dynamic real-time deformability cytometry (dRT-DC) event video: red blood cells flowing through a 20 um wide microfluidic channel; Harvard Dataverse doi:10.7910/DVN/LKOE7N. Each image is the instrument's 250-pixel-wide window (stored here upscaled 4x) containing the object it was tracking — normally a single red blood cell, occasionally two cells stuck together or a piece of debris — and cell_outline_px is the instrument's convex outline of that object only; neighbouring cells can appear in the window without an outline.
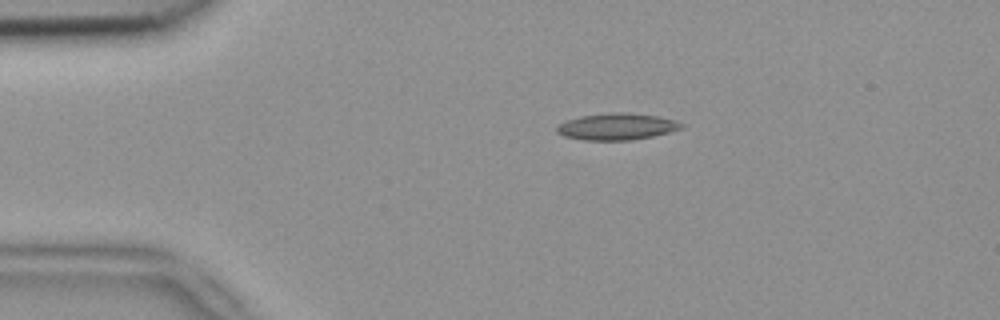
{"species": "common noctule bat (a hibernating species)", "species_latin": "Nyctalus noctula", "temperature_condition": "room temperature", "stored_images_in_passage": 3, "camera_frame_rate_fps": 3000, "um_per_image_px": 0.085, "animal": {"sex": "female", "body_mass_g": 18.4}, "frame": {"image": 1, "passage_image": 2, "time_ms": 0.333, "image_size_px": [1000, 320], "cell_outline_px": [[684, 128], [652, 136], [632, 140], [584, 140], [564, 136], [556, 132], [556, 128], [564, 120], [580, 116], [612, 112], [624, 112], [656, 116], [676, 120], [684, 124]], "centroid_in_image_um": [52.42, 10.76], "position_along_channel_um": 32.6, "area_um2": 19.36}}